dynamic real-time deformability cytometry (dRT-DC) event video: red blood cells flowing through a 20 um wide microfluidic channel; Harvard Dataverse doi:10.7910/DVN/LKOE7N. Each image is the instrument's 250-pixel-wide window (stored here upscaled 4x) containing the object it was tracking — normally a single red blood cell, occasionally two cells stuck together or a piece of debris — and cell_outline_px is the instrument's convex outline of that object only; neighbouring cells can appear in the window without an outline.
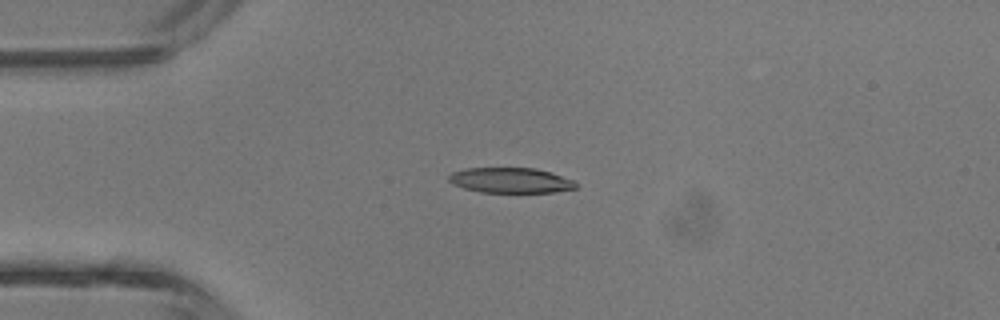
{"species": "common noctule bat (a hibernating species)", "species_latin": "Nyctalus noctula", "temperature_condition": "room temperature", "stored_images_in_passage": 5, "camera_frame_rate_fps": 3000, "um_per_image_px": 0.085, "animal": {"sex": "male", "body_mass_g": 13.3}, "frame": {"image": 1, "passage_image": 4, "time_ms": 3.333, "image_size_px": [1000, 320], "cell_outline_px": [[576, 188], [552, 192], [480, 192], [464, 188], [452, 184], [448, 180], [448, 176], [452, 172], [464, 168], [536, 168], [576, 180]], "centroid_in_image_um": [43.38, 15.32], "position_along_channel_um": 41.6, "area_um2": 18.73}}
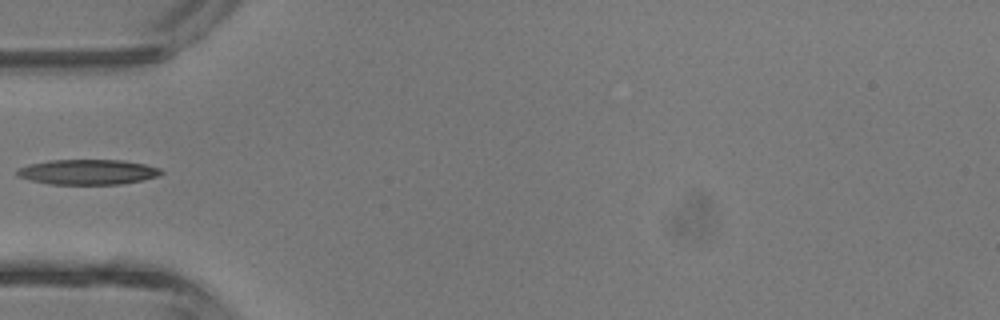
{"frame": {"image": 2, "passage_image": 5, "time_ms": 4.667, "image_size_px": [1000, 320], "cell_outline_px": [[164, 172], [160, 176], [120, 184], [52, 184], [32, 180], [16, 176], [16, 172], [20, 168], [28, 164], [48, 160], [124, 160], [144, 164], [160, 168]], "centroid_in_image_um": [7.47, 14.61], "position_along_channel_um": 77.5, "area_um2": 21.04}}